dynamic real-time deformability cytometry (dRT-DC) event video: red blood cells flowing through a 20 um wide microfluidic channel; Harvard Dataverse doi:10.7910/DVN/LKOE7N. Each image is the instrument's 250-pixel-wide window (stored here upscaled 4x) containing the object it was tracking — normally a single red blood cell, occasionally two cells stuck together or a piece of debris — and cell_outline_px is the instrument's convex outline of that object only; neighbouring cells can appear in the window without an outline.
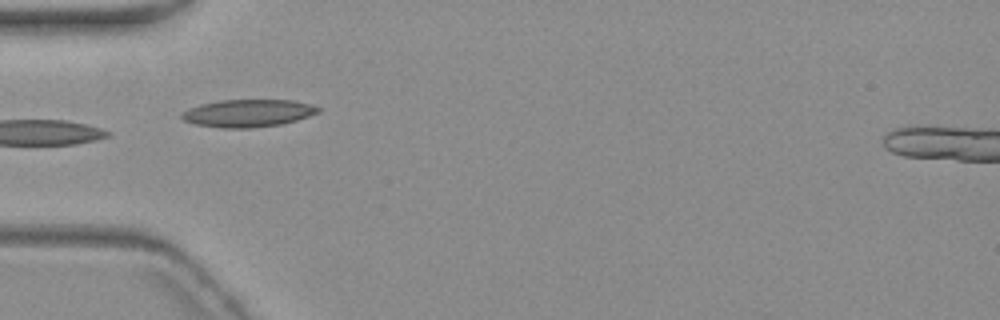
{"species": "common noctule bat (a hibernating species)", "species_latin": "Nyctalus noctula", "temperature_condition": "warm", "stored_images_in_passage": 7, "camera_frame_rate_fps": 3000, "um_per_image_px": 0.085, "animal": {"sex": "female", "body_mass_g": 19.3, "forearm_length_mm": 54.1}, "frame": {"image": 1, "passage_image": 5, "time_ms": 5.0, "image_size_px": [1000, 320], "cell_outline_px": [[320, 112], [296, 120], [280, 124], [252, 128], [220, 128], [192, 124], [184, 120], [180, 116], [188, 108], [200, 104], [220, 100], [292, 100], [312, 104], [320, 108]], "centroid_in_image_um": [21.06, 9.62], "position_along_channel_um": 63.9, "area_um2": 21.96}}
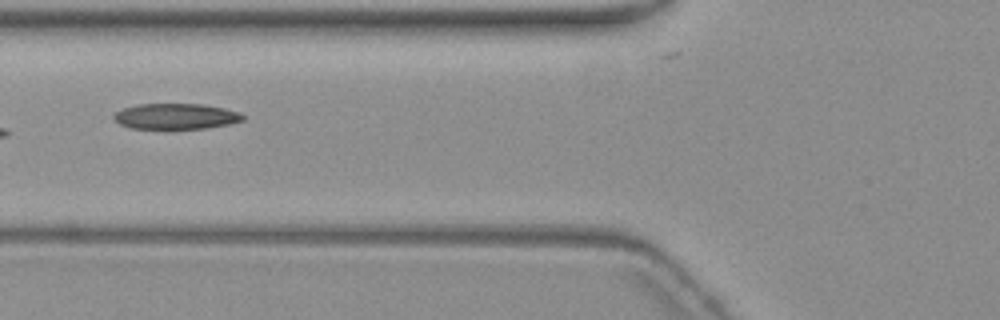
{"frame": {"image": 2, "passage_image": 6, "time_ms": 6.333, "image_size_px": [1000, 320], "cell_outline_px": [[244, 120], [228, 124], [204, 128], [132, 128], [120, 124], [112, 116], [116, 112], [124, 108], [136, 104], [204, 104], [224, 108], [240, 112], [244, 116]], "centroid_in_image_um": [14.96, 9.87], "position_along_channel_um": 110.8, "area_um2": 19.13}}
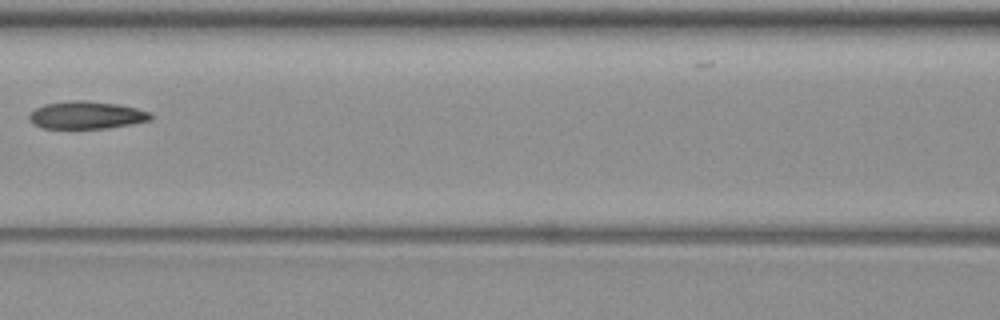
{"frame": {"image": 3, "passage_image": 7, "time_ms": 7.667, "image_size_px": [1000, 320], "cell_outline_px": [[152, 120], [108, 128], [40, 128], [32, 124], [28, 120], [28, 116], [36, 108], [44, 104], [72, 100], [84, 100], [116, 104], [136, 108], [152, 112]], "centroid_in_image_um": [7.33, 9.79], "position_along_channel_um": 159.3, "area_um2": 19.59}}